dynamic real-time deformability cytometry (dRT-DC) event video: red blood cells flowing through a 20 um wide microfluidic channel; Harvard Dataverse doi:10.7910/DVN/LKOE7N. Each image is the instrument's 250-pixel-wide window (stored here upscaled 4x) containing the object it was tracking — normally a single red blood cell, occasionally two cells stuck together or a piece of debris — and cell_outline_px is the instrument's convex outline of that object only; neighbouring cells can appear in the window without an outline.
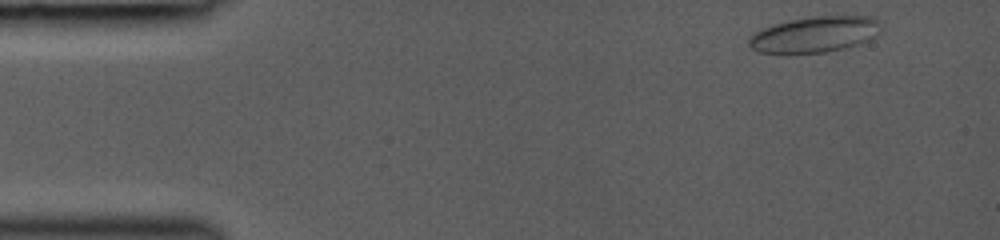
{"species": "common noctule bat (a hibernating species)", "species_latin": "Nyctalus noctula", "temperature_condition": "room temperature", "stored_images_in_passage": 53, "camera_frame_rate_fps": 3000, "um_per_image_px": 0.085, "animal": {"sex": "female", "body_mass_g": 19.0, "forearm_length_mm": 53.3}, "frame": {"image": 1, "passage_image": 3, "time_ms": 0.333, "image_size_px": [1000, 240], "cell_outline_px": [[880, 32], [876, 36], [868, 40], [844, 48], [824, 52], [780, 56], [760, 52], [752, 48], [748, 44], [748, 40], [756, 32], [772, 24], [812, 16], [872, 16], [880, 20]], "centroid_in_image_um": [69.23, 2.95], "position_along_channel_um": 15.8, "area_um2": 28.15}}
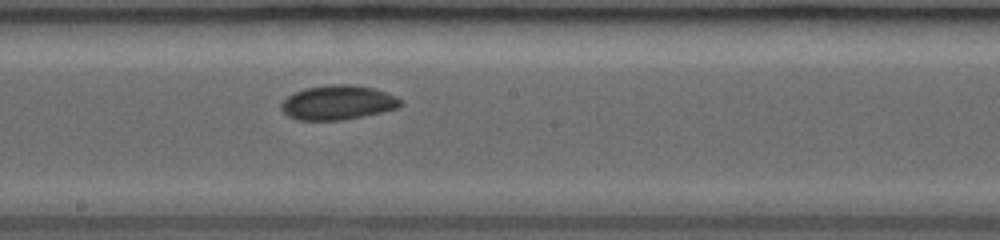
{"frame": {"image": 2, "passage_image": 39, "time_ms": 7.667, "image_size_px": [1000, 240], "cell_outline_px": [[404, 104], [396, 108], [364, 116], [344, 120], [296, 120], [288, 116], [280, 108], [280, 104], [288, 96], [296, 92], [308, 88], [332, 84], [352, 84], [372, 88], [396, 96], [404, 100]], "centroid_in_image_um": [28.73, 8.73], "position_along_channel_um": 219.5, "area_um2": 23.87}}
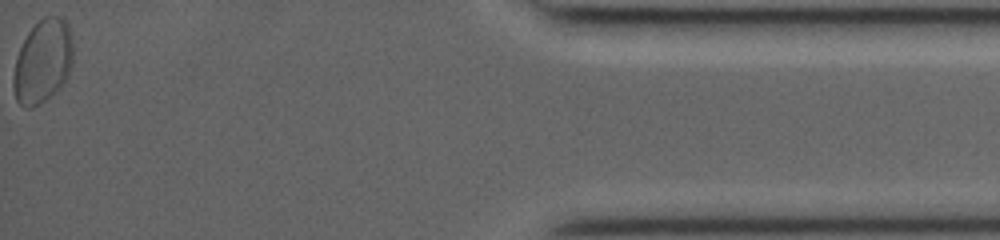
{"frame": {"image": 3, "passage_image": 53, "time_ms": 14.333, "image_size_px": [1000, 240], "cell_outline_px": [[72, 60], [68, 76], [60, 88], [56, 92], [40, 104], [28, 108], [24, 108], [16, 100], [12, 88], [12, 76], [16, 60], [20, 48], [28, 32], [44, 16], [60, 16], [68, 24], [72, 36]], "centroid_in_image_um": [3.63, 5.24], "position_along_channel_um": 431.6, "area_um2": 29.19}}